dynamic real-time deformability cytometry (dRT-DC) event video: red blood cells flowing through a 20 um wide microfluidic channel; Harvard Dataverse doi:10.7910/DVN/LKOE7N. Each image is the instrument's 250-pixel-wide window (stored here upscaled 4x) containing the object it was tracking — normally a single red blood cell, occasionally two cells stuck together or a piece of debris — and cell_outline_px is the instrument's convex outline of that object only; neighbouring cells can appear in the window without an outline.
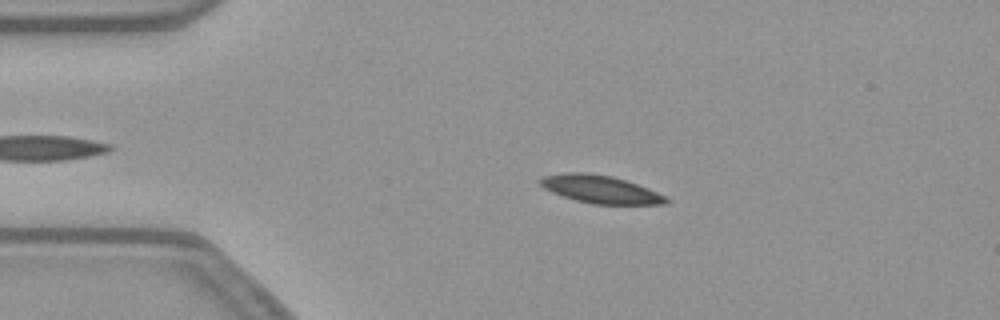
{"species": "common noctule bat (a hibernating species)", "species_latin": "Nyctalus noctula", "temperature_condition": "warm", "stored_images_in_passage": 47, "camera_frame_rate_fps": 3000, "um_per_image_px": 0.085, "animal": {"sex": "female", "body_mass_g": 21.9}, "frame": {"image": 1, "passage_image": 10, "time_ms": 3.0, "image_size_px": [1000, 320], "cell_outline_px": [[672, 200], [668, 204], [592, 204], [576, 200], [552, 192], [544, 188], [536, 180], [544, 176], [564, 172], [588, 172], [612, 176], [648, 188], [668, 196]], "centroid_in_image_um": [51.06, 16.09], "position_along_channel_um": 33.9, "area_um2": 20.58}}
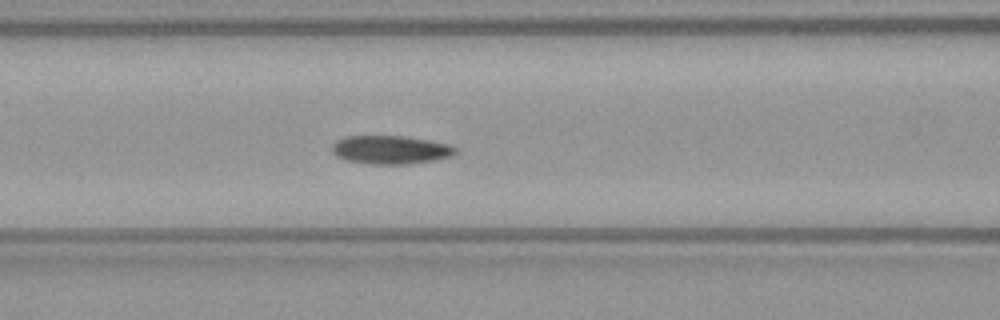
{"frame": {"image": 2, "passage_image": 21, "time_ms": 6.667, "image_size_px": [1000, 320], "cell_outline_px": [[456, 152], [452, 156], [432, 160], [408, 164], [368, 164], [344, 160], [336, 156], [332, 152], [332, 144], [336, 140], [344, 136], [404, 136], [428, 140], [448, 144], [456, 148]], "centroid_in_image_um": [33.14, 12.73], "position_along_channel_um": 133.5, "area_um2": 20.52}}
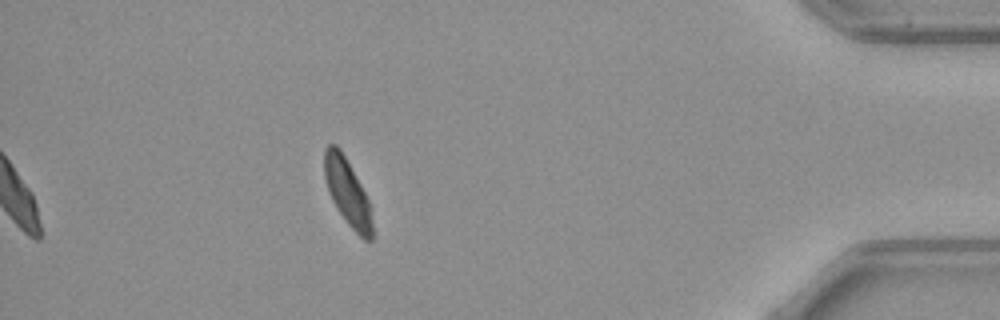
{"frame": {"image": 3, "passage_image": 47, "time_ms": 15.333, "image_size_px": [1000, 320], "cell_outline_px": [[372, 240], [364, 240], [348, 224], [336, 208], [328, 192], [324, 176], [324, 148], [328, 144], [336, 144], [340, 148], [360, 184], [372, 208]], "centroid_in_image_um": [29.52, 16.33], "position_along_channel_um": 405.7, "area_um2": 18.55}, "authors_computed_cell_mechanics": {"area_um2": 20.3456, "velocity_mm_per_s": 3.7754, "shape_relaxation_time_tau1_ms": 2.4827, "shape_relaxation_time_tau2_ms": 2.7416, "deformation_change_tau1": 0.1145, "deformation_change_tau2": 0.0844}}